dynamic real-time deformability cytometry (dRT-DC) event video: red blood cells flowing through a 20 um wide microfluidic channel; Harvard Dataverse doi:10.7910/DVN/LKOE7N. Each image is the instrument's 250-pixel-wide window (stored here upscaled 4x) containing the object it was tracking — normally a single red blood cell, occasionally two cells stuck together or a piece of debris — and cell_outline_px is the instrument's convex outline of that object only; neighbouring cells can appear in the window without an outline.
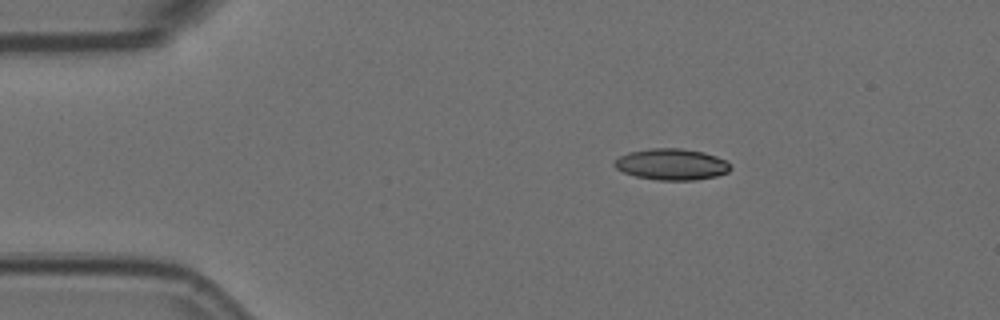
{"species": "Egyptian fruit bat (a non-hibernating species)", "species_latin": "Rousettus aegyptiacus", "temperature_condition": "room temperature", "stored_images_in_passage": 44, "camera_frame_rate_fps": 3000, "um_per_image_px": 0.085, "animal": {"sex": "female"}, "frame": {"image": 1, "passage_image": 1, "time_ms": 0.0, "image_size_px": [1000, 320], "cell_outline_px": [[732, 168], [728, 172], [716, 176], [696, 180], [656, 180], [636, 176], [624, 172], [616, 168], [612, 164], [620, 156], [632, 152], [652, 148], [680, 148], [704, 152], [728, 160]], "centroid_in_image_um": [57.14, 13.97], "position_along_channel_um": 27.9, "area_um2": 21.15}}
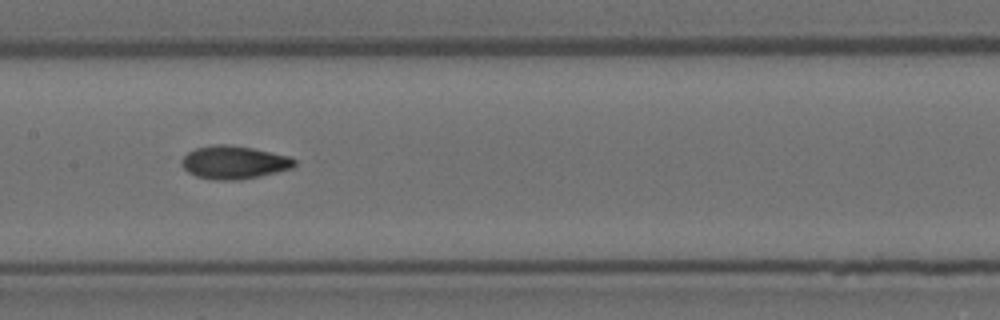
{"frame": {"image": 2, "passage_image": 19, "time_ms": 6.0, "image_size_px": [1000, 320], "cell_outline_px": [[296, 164], [292, 168], [260, 176], [240, 180], [216, 180], [196, 176], [188, 172], [184, 168], [180, 160], [188, 152], [196, 148], [212, 144], [228, 144], [252, 148], [292, 156], [296, 160]], "centroid_in_image_um": [19.91, 13.79], "position_along_channel_um": 187.5, "area_um2": 21.91}}
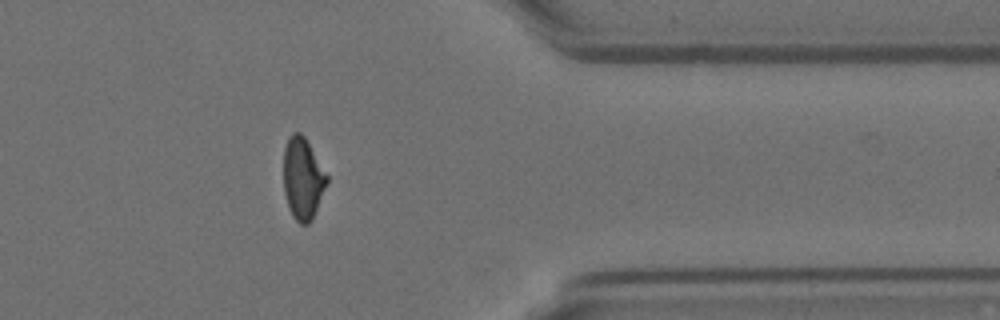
{"frame": {"image": 3, "passage_image": 37, "time_ms": 12.0, "image_size_px": [1000, 320], "cell_outline_px": [[328, 180], [312, 220], [308, 224], [300, 224], [292, 216], [284, 192], [284, 148], [288, 136], [292, 132], [300, 132], [304, 136], [328, 176]], "centroid_in_image_um": [25.72, 15.16], "position_along_channel_um": 385.7, "area_um2": 20.46}}